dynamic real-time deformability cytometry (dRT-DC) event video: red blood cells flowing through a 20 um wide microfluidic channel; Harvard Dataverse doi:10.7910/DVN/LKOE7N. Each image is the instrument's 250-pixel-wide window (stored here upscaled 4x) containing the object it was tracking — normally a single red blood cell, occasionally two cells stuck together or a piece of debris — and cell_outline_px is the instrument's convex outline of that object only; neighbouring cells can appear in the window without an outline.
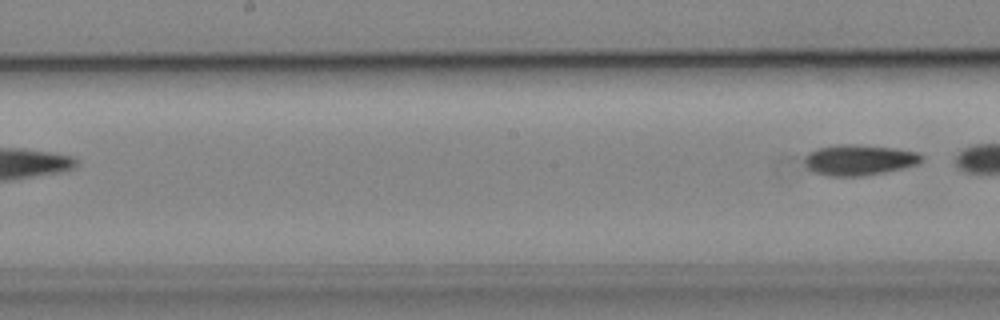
{"species": "common noctule bat (a hibernating species)", "species_latin": "Nyctalus noctula", "temperature_condition": "cold", "stored_images_in_passage": 7, "segment_of_instrument_passage": [2, 2], "camera_frame_rate_fps": 3000, "um_per_image_px": 0.085, "animal": {"sex": "male", "body_mass_g": 19.2, "forearm_length_mm": 51.8}, "frame": {"image": 1, "passage_image": 7, "time_ms": 8.0, "image_size_px": [1000, 320], "cell_outline_px": [[924, 160], [916, 164], [904, 168], [884, 172], [860, 176], [828, 176], [812, 172], [804, 164], [804, 156], [808, 152], [816, 148], [848, 144], [856, 144], [896, 148], [916, 152], [924, 156]], "centroid_in_image_um": [73.0, 13.59], "position_along_channel_um": 175.2, "area_um2": 21.04}}